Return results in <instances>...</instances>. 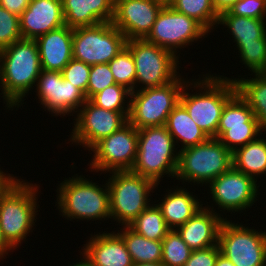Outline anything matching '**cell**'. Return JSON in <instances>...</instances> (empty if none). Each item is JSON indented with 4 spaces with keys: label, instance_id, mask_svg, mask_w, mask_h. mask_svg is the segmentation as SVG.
I'll list each match as a JSON object with an SVG mask.
<instances>
[{
    "label": "cell",
    "instance_id": "9",
    "mask_svg": "<svg viewBox=\"0 0 266 266\" xmlns=\"http://www.w3.org/2000/svg\"><path fill=\"white\" fill-rule=\"evenodd\" d=\"M133 56L136 82L141 89L160 87L174 81L179 75V56L145 39L126 40ZM179 73V74H178Z\"/></svg>",
    "mask_w": 266,
    "mask_h": 266
},
{
    "label": "cell",
    "instance_id": "37",
    "mask_svg": "<svg viewBox=\"0 0 266 266\" xmlns=\"http://www.w3.org/2000/svg\"><path fill=\"white\" fill-rule=\"evenodd\" d=\"M21 39L20 17L0 6V50Z\"/></svg>",
    "mask_w": 266,
    "mask_h": 266
},
{
    "label": "cell",
    "instance_id": "47",
    "mask_svg": "<svg viewBox=\"0 0 266 266\" xmlns=\"http://www.w3.org/2000/svg\"><path fill=\"white\" fill-rule=\"evenodd\" d=\"M83 259L77 263H74L73 265H68V266H90L88 260L82 255Z\"/></svg>",
    "mask_w": 266,
    "mask_h": 266
},
{
    "label": "cell",
    "instance_id": "7",
    "mask_svg": "<svg viewBox=\"0 0 266 266\" xmlns=\"http://www.w3.org/2000/svg\"><path fill=\"white\" fill-rule=\"evenodd\" d=\"M107 185L111 219L123 226H129L151 203L150 192L157 185L148 178L130 170L112 171Z\"/></svg>",
    "mask_w": 266,
    "mask_h": 266
},
{
    "label": "cell",
    "instance_id": "10",
    "mask_svg": "<svg viewBox=\"0 0 266 266\" xmlns=\"http://www.w3.org/2000/svg\"><path fill=\"white\" fill-rule=\"evenodd\" d=\"M125 45L124 34L112 22L73 28V59L88 65L109 63Z\"/></svg>",
    "mask_w": 266,
    "mask_h": 266
},
{
    "label": "cell",
    "instance_id": "42",
    "mask_svg": "<svg viewBox=\"0 0 266 266\" xmlns=\"http://www.w3.org/2000/svg\"><path fill=\"white\" fill-rule=\"evenodd\" d=\"M31 0H0V6L18 17L27 9Z\"/></svg>",
    "mask_w": 266,
    "mask_h": 266
},
{
    "label": "cell",
    "instance_id": "30",
    "mask_svg": "<svg viewBox=\"0 0 266 266\" xmlns=\"http://www.w3.org/2000/svg\"><path fill=\"white\" fill-rule=\"evenodd\" d=\"M245 123H258V121L247 102L236 92L223 108L216 139L228 130V127L245 126Z\"/></svg>",
    "mask_w": 266,
    "mask_h": 266
},
{
    "label": "cell",
    "instance_id": "49",
    "mask_svg": "<svg viewBox=\"0 0 266 266\" xmlns=\"http://www.w3.org/2000/svg\"><path fill=\"white\" fill-rule=\"evenodd\" d=\"M132 266H164L162 263H133Z\"/></svg>",
    "mask_w": 266,
    "mask_h": 266
},
{
    "label": "cell",
    "instance_id": "16",
    "mask_svg": "<svg viewBox=\"0 0 266 266\" xmlns=\"http://www.w3.org/2000/svg\"><path fill=\"white\" fill-rule=\"evenodd\" d=\"M208 185L212 200L223 209L220 211L242 212L257 201L256 197L259 194L256 179L238 171L233 166Z\"/></svg>",
    "mask_w": 266,
    "mask_h": 266
},
{
    "label": "cell",
    "instance_id": "13",
    "mask_svg": "<svg viewBox=\"0 0 266 266\" xmlns=\"http://www.w3.org/2000/svg\"><path fill=\"white\" fill-rule=\"evenodd\" d=\"M95 154L89 164L91 171L131 170L138 150V129L127 122L91 149Z\"/></svg>",
    "mask_w": 266,
    "mask_h": 266
},
{
    "label": "cell",
    "instance_id": "3",
    "mask_svg": "<svg viewBox=\"0 0 266 266\" xmlns=\"http://www.w3.org/2000/svg\"><path fill=\"white\" fill-rule=\"evenodd\" d=\"M175 146L165 125L138 129V150L130 171L150 179L157 186L161 177L167 174V177L175 178L179 159Z\"/></svg>",
    "mask_w": 266,
    "mask_h": 266
},
{
    "label": "cell",
    "instance_id": "28",
    "mask_svg": "<svg viewBox=\"0 0 266 266\" xmlns=\"http://www.w3.org/2000/svg\"><path fill=\"white\" fill-rule=\"evenodd\" d=\"M120 230L117 234L123 239L133 263L162 262V241L149 240L129 226H123Z\"/></svg>",
    "mask_w": 266,
    "mask_h": 266
},
{
    "label": "cell",
    "instance_id": "2",
    "mask_svg": "<svg viewBox=\"0 0 266 266\" xmlns=\"http://www.w3.org/2000/svg\"><path fill=\"white\" fill-rule=\"evenodd\" d=\"M192 82L186 81L180 95V103L209 138H216L223 108L237 92L235 82L224 76L213 77L209 74H205V77L203 75L201 81L197 79ZM190 85L194 86V90L198 88L200 91L197 89L198 93L194 94L186 92Z\"/></svg>",
    "mask_w": 266,
    "mask_h": 266
},
{
    "label": "cell",
    "instance_id": "36",
    "mask_svg": "<svg viewBox=\"0 0 266 266\" xmlns=\"http://www.w3.org/2000/svg\"><path fill=\"white\" fill-rule=\"evenodd\" d=\"M241 62L251 72L266 73V40L251 43H236Z\"/></svg>",
    "mask_w": 266,
    "mask_h": 266
},
{
    "label": "cell",
    "instance_id": "38",
    "mask_svg": "<svg viewBox=\"0 0 266 266\" xmlns=\"http://www.w3.org/2000/svg\"><path fill=\"white\" fill-rule=\"evenodd\" d=\"M115 79L108 63L91 65L87 86V100H90L96 93L114 85Z\"/></svg>",
    "mask_w": 266,
    "mask_h": 266
},
{
    "label": "cell",
    "instance_id": "21",
    "mask_svg": "<svg viewBox=\"0 0 266 266\" xmlns=\"http://www.w3.org/2000/svg\"><path fill=\"white\" fill-rule=\"evenodd\" d=\"M42 70L62 71L73 58V28L64 25L36 39Z\"/></svg>",
    "mask_w": 266,
    "mask_h": 266
},
{
    "label": "cell",
    "instance_id": "23",
    "mask_svg": "<svg viewBox=\"0 0 266 266\" xmlns=\"http://www.w3.org/2000/svg\"><path fill=\"white\" fill-rule=\"evenodd\" d=\"M185 189H168V194L157 204L170 230H176L185 224L203 207L201 201Z\"/></svg>",
    "mask_w": 266,
    "mask_h": 266
},
{
    "label": "cell",
    "instance_id": "15",
    "mask_svg": "<svg viewBox=\"0 0 266 266\" xmlns=\"http://www.w3.org/2000/svg\"><path fill=\"white\" fill-rule=\"evenodd\" d=\"M35 86L39 103L57 117L73 115L87 101L86 95L65 80L60 71L41 70Z\"/></svg>",
    "mask_w": 266,
    "mask_h": 266
},
{
    "label": "cell",
    "instance_id": "33",
    "mask_svg": "<svg viewBox=\"0 0 266 266\" xmlns=\"http://www.w3.org/2000/svg\"><path fill=\"white\" fill-rule=\"evenodd\" d=\"M192 250L176 230H170L162 240V264L164 266H184Z\"/></svg>",
    "mask_w": 266,
    "mask_h": 266
},
{
    "label": "cell",
    "instance_id": "34",
    "mask_svg": "<svg viewBox=\"0 0 266 266\" xmlns=\"http://www.w3.org/2000/svg\"><path fill=\"white\" fill-rule=\"evenodd\" d=\"M130 96L131 91L125 86L114 84L96 93L90 101L97 107L110 111H130Z\"/></svg>",
    "mask_w": 266,
    "mask_h": 266
},
{
    "label": "cell",
    "instance_id": "41",
    "mask_svg": "<svg viewBox=\"0 0 266 266\" xmlns=\"http://www.w3.org/2000/svg\"><path fill=\"white\" fill-rule=\"evenodd\" d=\"M221 253L219 245L205 249L192 250L184 266H215L217 257Z\"/></svg>",
    "mask_w": 266,
    "mask_h": 266
},
{
    "label": "cell",
    "instance_id": "12",
    "mask_svg": "<svg viewBox=\"0 0 266 266\" xmlns=\"http://www.w3.org/2000/svg\"><path fill=\"white\" fill-rule=\"evenodd\" d=\"M208 33L194 18L176 11L171 6H165L158 13L145 40L169 50L176 56L177 52H180L178 48L193 44L192 42L205 38Z\"/></svg>",
    "mask_w": 266,
    "mask_h": 266
},
{
    "label": "cell",
    "instance_id": "29",
    "mask_svg": "<svg viewBox=\"0 0 266 266\" xmlns=\"http://www.w3.org/2000/svg\"><path fill=\"white\" fill-rule=\"evenodd\" d=\"M129 227L147 239L155 241H162L170 231L157 204H150Z\"/></svg>",
    "mask_w": 266,
    "mask_h": 266
},
{
    "label": "cell",
    "instance_id": "48",
    "mask_svg": "<svg viewBox=\"0 0 266 266\" xmlns=\"http://www.w3.org/2000/svg\"><path fill=\"white\" fill-rule=\"evenodd\" d=\"M151 1H154V2L161 4L163 7L171 6L173 3V0H151Z\"/></svg>",
    "mask_w": 266,
    "mask_h": 266
},
{
    "label": "cell",
    "instance_id": "25",
    "mask_svg": "<svg viewBox=\"0 0 266 266\" xmlns=\"http://www.w3.org/2000/svg\"><path fill=\"white\" fill-rule=\"evenodd\" d=\"M236 90L252 109L259 126L266 131V73H255L254 78H234Z\"/></svg>",
    "mask_w": 266,
    "mask_h": 266
},
{
    "label": "cell",
    "instance_id": "45",
    "mask_svg": "<svg viewBox=\"0 0 266 266\" xmlns=\"http://www.w3.org/2000/svg\"><path fill=\"white\" fill-rule=\"evenodd\" d=\"M11 250H13V248L4 239L0 228V259H3L5 254L8 255Z\"/></svg>",
    "mask_w": 266,
    "mask_h": 266
},
{
    "label": "cell",
    "instance_id": "1",
    "mask_svg": "<svg viewBox=\"0 0 266 266\" xmlns=\"http://www.w3.org/2000/svg\"><path fill=\"white\" fill-rule=\"evenodd\" d=\"M42 68L36 40L21 39L0 50L1 95L7 109L19 108Z\"/></svg>",
    "mask_w": 266,
    "mask_h": 266
},
{
    "label": "cell",
    "instance_id": "26",
    "mask_svg": "<svg viewBox=\"0 0 266 266\" xmlns=\"http://www.w3.org/2000/svg\"><path fill=\"white\" fill-rule=\"evenodd\" d=\"M232 161L235 169L257 181V177L266 175V139L259 136L236 149L232 153Z\"/></svg>",
    "mask_w": 266,
    "mask_h": 266
},
{
    "label": "cell",
    "instance_id": "35",
    "mask_svg": "<svg viewBox=\"0 0 266 266\" xmlns=\"http://www.w3.org/2000/svg\"><path fill=\"white\" fill-rule=\"evenodd\" d=\"M263 131L259 123H245V126L228 127L218 140L233 153L236 149L257 139L256 137L262 135Z\"/></svg>",
    "mask_w": 266,
    "mask_h": 266
},
{
    "label": "cell",
    "instance_id": "18",
    "mask_svg": "<svg viewBox=\"0 0 266 266\" xmlns=\"http://www.w3.org/2000/svg\"><path fill=\"white\" fill-rule=\"evenodd\" d=\"M65 25L62 0H31L20 16L23 39L38 37Z\"/></svg>",
    "mask_w": 266,
    "mask_h": 266
},
{
    "label": "cell",
    "instance_id": "24",
    "mask_svg": "<svg viewBox=\"0 0 266 266\" xmlns=\"http://www.w3.org/2000/svg\"><path fill=\"white\" fill-rule=\"evenodd\" d=\"M165 127L173 137L175 144L177 143L176 145L181 142L179 150L204 143L209 139L180 102L168 115Z\"/></svg>",
    "mask_w": 266,
    "mask_h": 266
},
{
    "label": "cell",
    "instance_id": "22",
    "mask_svg": "<svg viewBox=\"0 0 266 266\" xmlns=\"http://www.w3.org/2000/svg\"><path fill=\"white\" fill-rule=\"evenodd\" d=\"M115 0H62L65 25L70 28L112 22Z\"/></svg>",
    "mask_w": 266,
    "mask_h": 266
},
{
    "label": "cell",
    "instance_id": "27",
    "mask_svg": "<svg viewBox=\"0 0 266 266\" xmlns=\"http://www.w3.org/2000/svg\"><path fill=\"white\" fill-rule=\"evenodd\" d=\"M218 25L226 26L230 30L236 43H251L256 40H266V21L230 14L228 11L221 13Z\"/></svg>",
    "mask_w": 266,
    "mask_h": 266
},
{
    "label": "cell",
    "instance_id": "11",
    "mask_svg": "<svg viewBox=\"0 0 266 266\" xmlns=\"http://www.w3.org/2000/svg\"><path fill=\"white\" fill-rule=\"evenodd\" d=\"M221 254L235 266H266V232L225 220L219 230Z\"/></svg>",
    "mask_w": 266,
    "mask_h": 266
},
{
    "label": "cell",
    "instance_id": "4",
    "mask_svg": "<svg viewBox=\"0 0 266 266\" xmlns=\"http://www.w3.org/2000/svg\"><path fill=\"white\" fill-rule=\"evenodd\" d=\"M76 175L66 178L57 189L56 203L62 216L70 221L72 219H87V221L111 219L107 183L102 185L103 189L96 182Z\"/></svg>",
    "mask_w": 266,
    "mask_h": 266
},
{
    "label": "cell",
    "instance_id": "14",
    "mask_svg": "<svg viewBox=\"0 0 266 266\" xmlns=\"http://www.w3.org/2000/svg\"><path fill=\"white\" fill-rule=\"evenodd\" d=\"M130 111H110L99 108L87 100L78 110L70 136L77 143L90 149L105 137L113 134L128 122Z\"/></svg>",
    "mask_w": 266,
    "mask_h": 266
},
{
    "label": "cell",
    "instance_id": "40",
    "mask_svg": "<svg viewBox=\"0 0 266 266\" xmlns=\"http://www.w3.org/2000/svg\"><path fill=\"white\" fill-rule=\"evenodd\" d=\"M228 12L236 16L266 20V0H238Z\"/></svg>",
    "mask_w": 266,
    "mask_h": 266
},
{
    "label": "cell",
    "instance_id": "46",
    "mask_svg": "<svg viewBox=\"0 0 266 266\" xmlns=\"http://www.w3.org/2000/svg\"><path fill=\"white\" fill-rule=\"evenodd\" d=\"M215 266H235V265L220 253L217 257Z\"/></svg>",
    "mask_w": 266,
    "mask_h": 266
},
{
    "label": "cell",
    "instance_id": "20",
    "mask_svg": "<svg viewBox=\"0 0 266 266\" xmlns=\"http://www.w3.org/2000/svg\"><path fill=\"white\" fill-rule=\"evenodd\" d=\"M82 255L90 266H132L133 261L123 239L114 231L91 235Z\"/></svg>",
    "mask_w": 266,
    "mask_h": 266
},
{
    "label": "cell",
    "instance_id": "31",
    "mask_svg": "<svg viewBox=\"0 0 266 266\" xmlns=\"http://www.w3.org/2000/svg\"><path fill=\"white\" fill-rule=\"evenodd\" d=\"M171 7L188 17L194 18L208 32L218 26L219 15L214 9L212 0H173Z\"/></svg>",
    "mask_w": 266,
    "mask_h": 266
},
{
    "label": "cell",
    "instance_id": "19",
    "mask_svg": "<svg viewBox=\"0 0 266 266\" xmlns=\"http://www.w3.org/2000/svg\"><path fill=\"white\" fill-rule=\"evenodd\" d=\"M220 215L214 208H209V205L202 207L176 231L191 250L219 245V230L225 220Z\"/></svg>",
    "mask_w": 266,
    "mask_h": 266
},
{
    "label": "cell",
    "instance_id": "39",
    "mask_svg": "<svg viewBox=\"0 0 266 266\" xmlns=\"http://www.w3.org/2000/svg\"><path fill=\"white\" fill-rule=\"evenodd\" d=\"M90 70L91 65L72 58L61 73L65 80H68L72 85L80 89L87 98V86Z\"/></svg>",
    "mask_w": 266,
    "mask_h": 266
},
{
    "label": "cell",
    "instance_id": "44",
    "mask_svg": "<svg viewBox=\"0 0 266 266\" xmlns=\"http://www.w3.org/2000/svg\"><path fill=\"white\" fill-rule=\"evenodd\" d=\"M238 0H212L214 9L220 15L228 11Z\"/></svg>",
    "mask_w": 266,
    "mask_h": 266
},
{
    "label": "cell",
    "instance_id": "8",
    "mask_svg": "<svg viewBox=\"0 0 266 266\" xmlns=\"http://www.w3.org/2000/svg\"><path fill=\"white\" fill-rule=\"evenodd\" d=\"M185 83L179 75L164 86L132 91L128 122L137 129L165 125L168 115L180 102Z\"/></svg>",
    "mask_w": 266,
    "mask_h": 266
},
{
    "label": "cell",
    "instance_id": "6",
    "mask_svg": "<svg viewBox=\"0 0 266 266\" xmlns=\"http://www.w3.org/2000/svg\"><path fill=\"white\" fill-rule=\"evenodd\" d=\"M233 166L232 152L216 138L179 150L175 178L196 184H208Z\"/></svg>",
    "mask_w": 266,
    "mask_h": 266
},
{
    "label": "cell",
    "instance_id": "43",
    "mask_svg": "<svg viewBox=\"0 0 266 266\" xmlns=\"http://www.w3.org/2000/svg\"><path fill=\"white\" fill-rule=\"evenodd\" d=\"M6 175V176H5ZM19 179L14 177L11 174H5L0 169V197L11 187L13 186Z\"/></svg>",
    "mask_w": 266,
    "mask_h": 266
},
{
    "label": "cell",
    "instance_id": "17",
    "mask_svg": "<svg viewBox=\"0 0 266 266\" xmlns=\"http://www.w3.org/2000/svg\"><path fill=\"white\" fill-rule=\"evenodd\" d=\"M162 8L151 0H115L112 24L126 40L145 39Z\"/></svg>",
    "mask_w": 266,
    "mask_h": 266
},
{
    "label": "cell",
    "instance_id": "5",
    "mask_svg": "<svg viewBox=\"0 0 266 266\" xmlns=\"http://www.w3.org/2000/svg\"><path fill=\"white\" fill-rule=\"evenodd\" d=\"M38 189V185L19 179L0 197V228L14 250L35 226Z\"/></svg>",
    "mask_w": 266,
    "mask_h": 266
},
{
    "label": "cell",
    "instance_id": "32",
    "mask_svg": "<svg viewBox=\"0 0 266 266\" xmlns=\"http://www.w3.org/2000/svg\"><path fill=\"white\" fill-rule=\"evenodd\" d=\"M114 76L115 83L125 86L128 90L135 91L136 68L131 51L125 46L108 63Z\"/></svg>",
    "mask_w": 266,
    "mask_h": 266
}]
</instances>
